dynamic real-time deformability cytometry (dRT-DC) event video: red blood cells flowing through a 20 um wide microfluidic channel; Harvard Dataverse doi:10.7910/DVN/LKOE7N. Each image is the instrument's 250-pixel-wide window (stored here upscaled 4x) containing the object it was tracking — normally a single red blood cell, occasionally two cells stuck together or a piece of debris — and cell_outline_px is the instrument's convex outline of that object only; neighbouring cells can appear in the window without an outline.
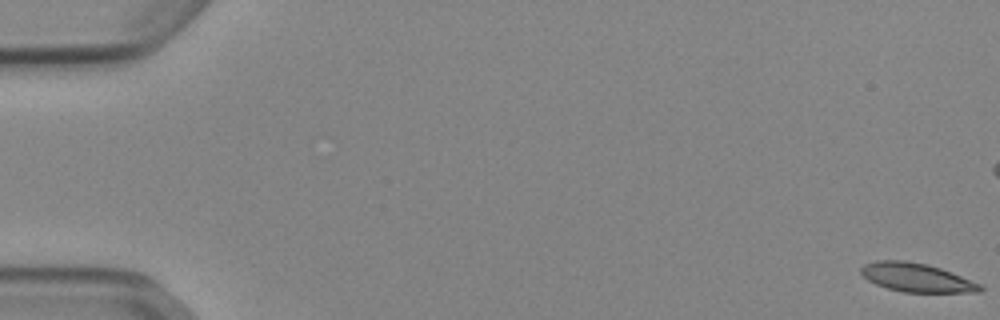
{"species": "Egyptian fruit bat (a non-hibernating species)", "species_latin": "Rousettus aegyptiacus", "temperature_condition": "cold", "stored_images_in_passage": 54, "camera_frame_rate_fps": 3000, "um_per_image_px": 0.085, "animal": {"sex": "female"}, "frame": {"image": 1, "passage_image": 1, "time_ms": 0.0, "image_size_px": [1000, 320], "cell_outline_px": [[984, 288], [980, 292], [904, 292], [888, 288], [876, 284], [868, 280], [860, 272], [860, 268], [864, 264], [876, 260], [904, 260], [924, 264], [940, 268], [952, 272], [980, 284]], "centroid_in_image_um": [77.89, 23.59], "position_along_channel_um": 7.1, "area_um2": 19.77}}
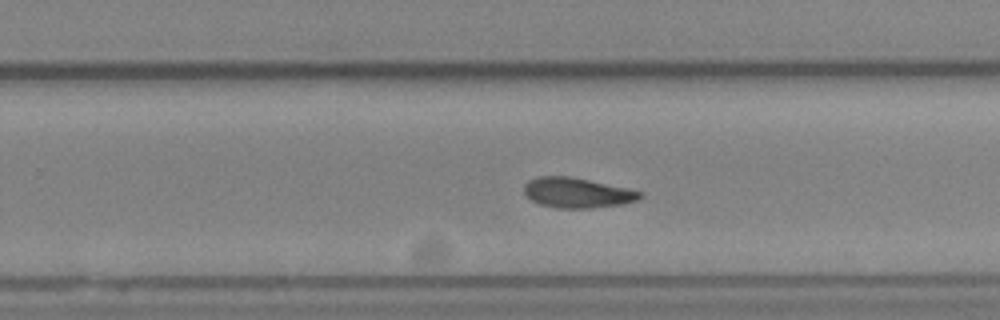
{"frame": {"image": 2, "passage_image": 35, "time_ms": 11.333, "image_size_px": [1000, 320], "cell_outline_px": [[644, 196], [636, 200], [624, 204], [592, 208], [556, 208], [540, 204], [532, 200], [524, 192], [524, 184], [528, 180], [536, 176], [568, 176], [588, 180], [644, 192]], "centroid_in_image_um": [49.05, 16.39], "position_along_channel_um": 280.7, "area_um2": 20.29}}
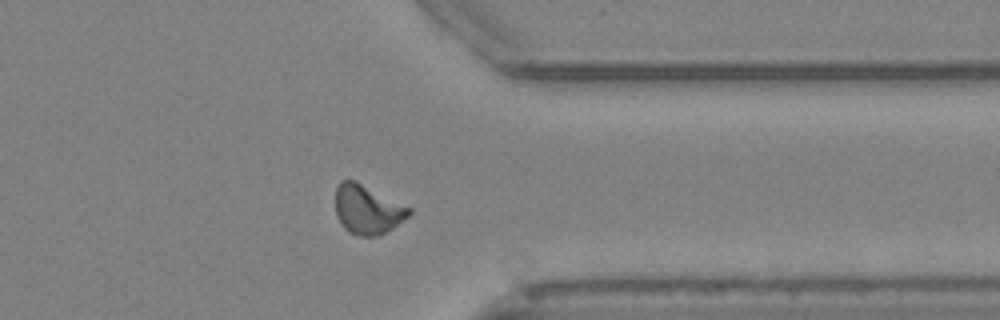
{"frame": {"image": 3, "passage_image": 43, "time_ms": 14.0, "image_size_px": [1000, 320], "cell_outline_px": [[412, 212], [408, 216], [392, 228], [376, 236], [356, 236], [348, 232], [344, 228], [336, 216], [336, 184], [340, 180], [356, 180], [412, 208]], "centroid_in_image_um": [31.21, 17.79], "position_along_channel_um": 380.2, "area_um2": 21.21}, "authors_computed_cell_mechanics": {"area_um2": 20.2878, "velocity_mm_per_s": 3.8705, "shape_relaxation_time_tau1_ms": 7.4373, "shape_relaxation_time_tau2_ms": 7.6201, "deformation_change_tau1": 0.1757, "deformation_change_tau2": 0.1564}}